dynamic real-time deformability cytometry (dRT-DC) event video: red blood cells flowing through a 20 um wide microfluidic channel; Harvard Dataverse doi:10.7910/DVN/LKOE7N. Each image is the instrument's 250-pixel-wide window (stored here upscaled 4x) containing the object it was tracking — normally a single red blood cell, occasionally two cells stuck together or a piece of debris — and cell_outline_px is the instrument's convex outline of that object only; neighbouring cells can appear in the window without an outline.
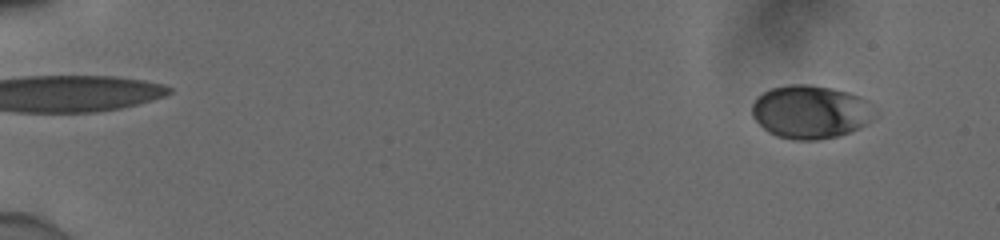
{"species": "human", "species_latin": "Homo sapiens", "temperature_condition": "cold", "stored_images_in_passage": 51, "camera_frame_rate_fps": 3000, "um_per_image_px": 0.085, "donor": {"sex": "male"}, "frame": {"image": 1, "passage_image": 1, "time_ms": 0.0, "image_size_px": [1000, 240], "cell_outline_px": [[868, 124], [860, 128], [836, 136], [820, 140], [792, 140], [776, 136], [768, 132], [752, 116], [752, 104], [756, 96], [772, 88], [788, 84], [808, 84], [832, 88], [848, 92], [860, 96], [868, 100]], "centroid_in_image_um": [68.8, 9.51], "position_along_channel_um": 16.2, "area_um2": 37.74}}
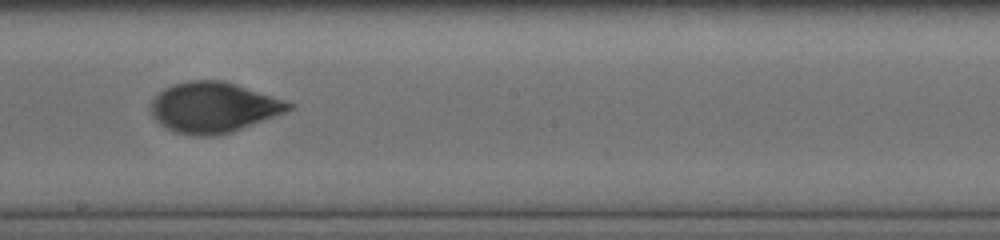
{"frame": {"image": 2, "passage_image": 30, "time_ms": 9.667, "image_size_px": [1000, 240], "cell_outline_px": [[296, 104], [292, 108], [284, 112], [240, 128], [228, 132], [212, 136], [192, 136], [172, 132], [160, 124], [148, 112], [152, 100], [164, 88], [172, 84], [188, 80], [224, 80]], "centroid_in_image_um": [18.07, 9.12], "position_along_channel_um": 230.1, "area_um2": 40.34}}
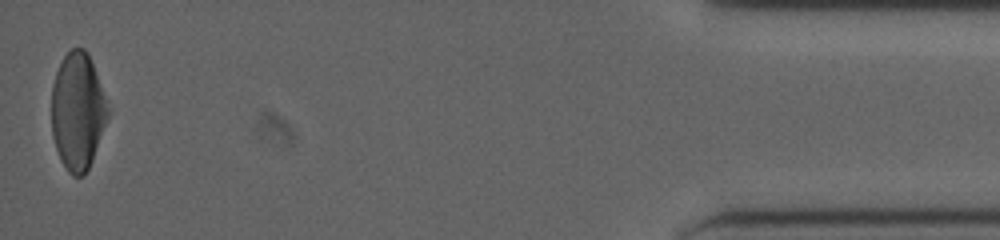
{"frame": {"image": 3, "passage_image": 51, "time_ms": 16.667, "image_size_px": [1000, 240], "cell_outline_px": [[108, 116], [92, 160], [84, 176], [72, 176], [68, 172], [60, 160], [52, 136], [52, 84], [56, 72], [64, 56], [72, 48], [84, 48], [88, 52], [104, 96], [108, 108]], "centroid_in_image_um": [6.58, 9.48], "position_along_channel_um": 428.6, "area_um2": 38.03}, "authors_computed_cell_mechanics": {"area_um2": 39.4774, "velocity_mm_per_s": 3.906, "shape_relaxation_time_tau1_ms": 4.5003, "shape_relaxation_time_tau2_ms": 0.8792, "deformation_change_tau1": 0.1698, "deformation_change_tau2": 0.0492}}